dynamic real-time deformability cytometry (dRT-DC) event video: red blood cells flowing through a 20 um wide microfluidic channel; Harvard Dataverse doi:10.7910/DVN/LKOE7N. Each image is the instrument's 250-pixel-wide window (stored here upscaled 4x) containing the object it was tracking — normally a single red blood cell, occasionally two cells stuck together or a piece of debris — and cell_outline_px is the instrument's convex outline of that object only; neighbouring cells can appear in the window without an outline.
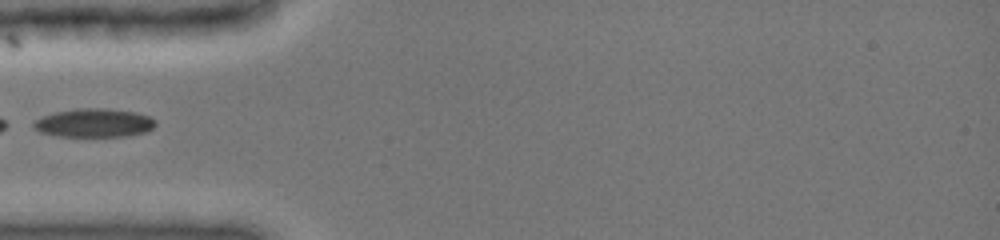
{"species": "common noctule bat (a hibernating species)", "species_latin": "Nyctalus noctula", "temperature_condition": "cold", "stored_images_in_passage": 16, "camera_frame_rate_fps": 3000, "um_per_image_px": 0.085, "animal": {"sex": "female", "body_mass_g": 19.0, "forearm_length_mm": 51.5}, "frame": {"image": 1, "passage_image": 1, "time_ms": 0.0, "image_size_px": [1000, 240], "cell_outline_px": [[156, 124], [148, 132], [128, 136], [60, 136], [40, 132], [32, 128], [32, 124], [40, 116], [56, 112], [76, 108], [108, 108], [136, 112], [148, 116], [156, 120]], "centroid_in_image_um": [8.0, 10.44], "position_along_channel_um": 77.0, "area_um2": 20.52}}